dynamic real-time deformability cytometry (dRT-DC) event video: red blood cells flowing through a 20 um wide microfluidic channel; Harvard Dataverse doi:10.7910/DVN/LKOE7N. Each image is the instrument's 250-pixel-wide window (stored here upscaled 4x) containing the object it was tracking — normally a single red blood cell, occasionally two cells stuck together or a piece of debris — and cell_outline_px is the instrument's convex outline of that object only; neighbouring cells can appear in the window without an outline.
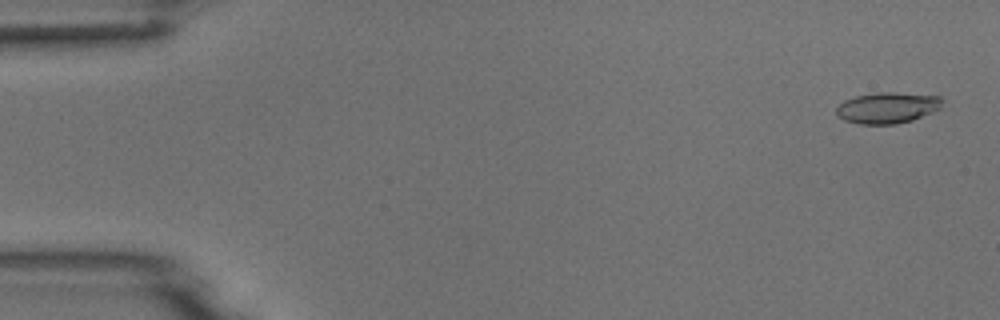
{"species": "common noctule bat (a hibernating species)", "species_latin": "Nyctalus noctula", "temperature_condition": "room temperature", "stored_images_in_passage": 4, "camera_frame_rate_fps": 3000, "um_per_image_px": 0.085, "animal": {"sex": "male", "body_mass_g": 18.8}, "frame": {"image": 1, "passage_image": 1, "time_ms": 0.0, "image_size_px": [1000, 320], "cell_outline_px": [[944, 100], [940, 108], [932, 112], [912, 120], [896, 124], [860, 124], [844, 120], [836, 116], [836, 108], [844, 100], [856, 96], [876, 92], [892, 92], [940, 96]], "centroid_in_image_um": [75.42, 9.16], "position_along_channel_um": 9.6, "area_um2": 19.25}}
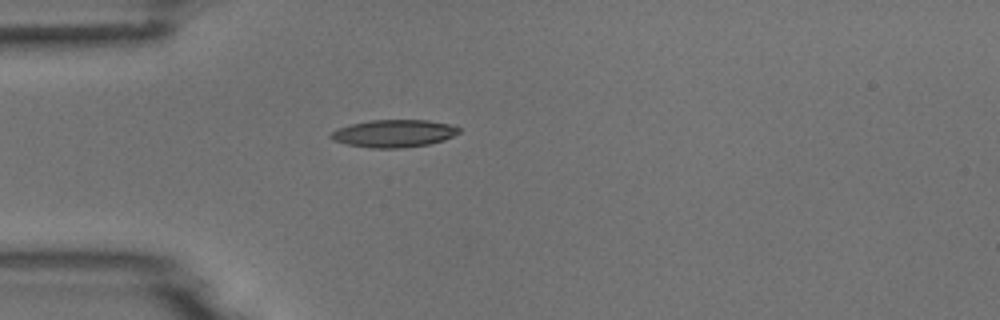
{"frame": {"image": 2, "passage_image": 4, "time_ms": 4.333, "image_size_px": [1000, 320], "cell_outline_px": [[460, 132], [444, 140], [428, 144], [404, 148], [372, 148], [348, 144], [332, 140], [328, 136], [336, 128], [352, 124], [372, 120], [428, 120], [448, 124], [460, 128]], "centroid_in_image_um": [33.46, 11.34], "position_along_channel_um": 51.5, "area_um2": 20.46}}